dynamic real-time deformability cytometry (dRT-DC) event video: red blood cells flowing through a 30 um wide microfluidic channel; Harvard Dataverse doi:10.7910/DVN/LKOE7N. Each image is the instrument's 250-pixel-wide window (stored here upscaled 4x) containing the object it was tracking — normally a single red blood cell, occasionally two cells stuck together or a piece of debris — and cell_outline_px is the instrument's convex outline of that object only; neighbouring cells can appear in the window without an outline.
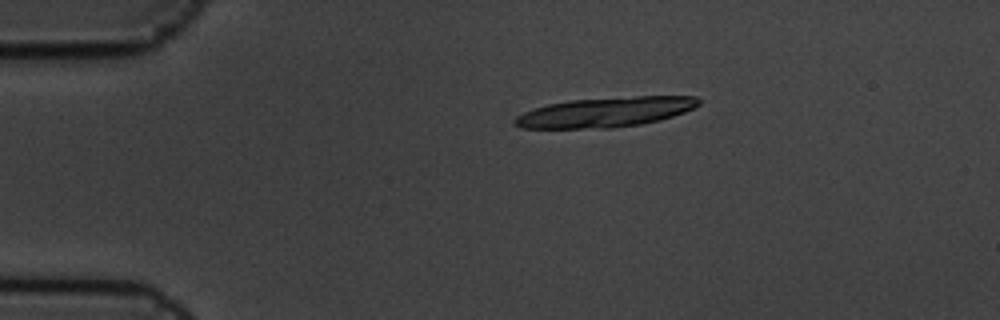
{"species": "common noctule bat (a hibernating species)", "species_latin": "Nyctalus noctula", "temperature_condition": "cold", "stored_images_in_passage": 4, "camera_frame_rate_fps": 3000, "um_per_image_px": 0.085, "animal": {"sex": "male", "body_mass_g": 19.5, "forearm_length_mm": 54.6}, "frame": {"image": 1, "passage_image": 1, "time_ms": 0.0, "image_size_px": [1000, 320], "cell_outline_px": [[700, 104], [684, 112], [660, 120], [640, 124], [612, 128], [520, 128], [512, 124], [512, 120], [516, 116], [532, 108], [548, 104], [572, 100], [636, 96], [696, 96], [700, 100]], "centroid_in_image_um": [51.42, 9.53], "position_along_channel_um": 33.6, "area_um2": 32.02}}